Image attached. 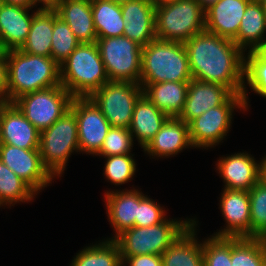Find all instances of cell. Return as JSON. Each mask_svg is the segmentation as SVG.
I'll list each match as a JSON object with an SVG mask.
<instances>
[{"instance_id": "42", "label": "cell", "mask_w": 266, "mask_h": 266, "mask_svg": "<svg viewBox=\"0 0 266 266\" xmlns=\"http://www.w3.org/2000/svg\"><path fill=\"white\" fill-rule=\"evenodd\" d=\"M62 0H33L34 2V6L36 5V3L38 2H43L42 4L44 5V7H41L39 9H44V10H55L59 4L61 3Z\"/></svg>"}, {"instance_id": "41", "label": "cell", "mask_w": 266, "mask_h": 266, "mask_svg": "<svg viewBox=\"0 0 266 266\" xmlns=\"http://www.w3.org/2000/svg\"><path fill=\"white\" fill-rule=\"evenodd\" d=\"M8 73L6 51L0 55V102H7Z\"/></svg>"}, {"instance_id": "32", "label": "cell", "mask_w": 266, "mask_h": 266, "mask_svg": "<svg viewBox=\"0 0 266 266\" xmlns=\"http://www.w3.org/2000/svg\"><path fill=\"white\" fill-rule=\"evenodd\" d=\"M34 194L36 192L0 160V205L31 201Z\"/></svg>"}, {"instance_id": "8", "label": "cell", "mask_w": 266, "mask_h": 266, "mask_svg": "<svg viewBox=\"0 0 266 266\" xmlns=\"http://www.w3.org/2000/svg\"><path fill=\"white\" fill-rule=\"evenodd\" d=\"M96 43L109 81L140 84L141 45L125 36L98 38Z\"/></svg>"}, {"instance_id": "6", "label": "cell", "mask_w": 266, "mask_h": 266, "mask_svg": "<svg viewBox=\"0 0 266 266\" xmlns=\"http://www.w3.org/2000/svg\"><path fill=\"white\" fill-rule=\"evenodd\" d=\"M73 150L80 151L76 115L70 108L40 132L39 152L44 166L53 176H59Z\"/></svg>"}, {"instance_id": "13", "label": "cell", "mask_w": 266, "mask_h": 266, "mask_svg": "<svg viewBox=\"0 0 266 266\" xmlns=\"http://www.w3.org/2000/svg\"><path fill=\"white\" fill-rule=\"evenodd\" d=\"M0 160L35 192L45 187L54 177L44 166L39 149H23L1 143Z\"/></svg>"}, {"instance_id": "5", "label": "cell", "mask_w": 266, "mask_h": 266, "mask_svg": "<svg viewBox=\"0 0 266 266\" xmlns=\"http://www.w3.org/2000/svg\"><path fill=\"white\" fill-rule=\"evenodd\" d=\"M157 39L184 43L205 30V11L196 0H175L156 6Z\"/></svg>"}, {"instance_id": "7", "label": "cell", "mask_w": 266, "mask_h": 266, "mask_svg": "<svg viewBox=\"0 0 266 266\" xmlns=\"http://www.w3.org/2000/svg\"><path fill=\"white\" fill-rule=\"evenodd\" d=\"M191 221H169L148 227H132L124 230L114 240L120 248L121 256H135L162 253L192 223Z\"/></svg>"}, {"instance_id": "9", "label": "cell", "mask_w": 266, "mask_h": 266, "mask_svg": "<svg viewBox=\"0 0 266 266\" xmlns=\"http://www.w3.org/2000/svg\"><path fill=\"white\" fill-rule=\"evenodd\" d=\"M73 98L58 85L24 94L12 103L41 132L70 109Z\"/></svg>"}, {"instance_id": "52", "label": "cell", "mask_w": 266, "mask_h": 266, "mask_svg": "<svg viewBox=\"0 0 266 266\" xmlns=\"http://www.w3.org/2000/svg\"><path fill=\"white\" fill-rule=\"evenodd\" d=\"M0 131H1V123H0ZM0 145H1V132H0Z\"/></svg>"}, {"instance_id": "14", "label": "cell", "mask_w": 266, "mask_h": 266, "mask_svg": "<svg viewBox=\"0 0 266 266\" xmlns=\"http://www.w3.org/2000/svg\"><path fill=\"white\" fill-rule=\"evenodd\" d=\"M156 6L151 0H132L121 3L125 27L123 36L142 47L156 39Z\"/></svg>"}, {"instance_id": "35", "label": "cell", "mask_w": 266, "mask_h": 266, "mask_svg": "<svg viewBox=\"0 0 266 266\" xmlns=\"http://www.w3.org/2000/svg\"><path fill=\"white\" fill-rule=\"evenodd\" d=\"M204 266L231 265V237L212 236L202 244Z\"/></svg>"}, {"instance_id": "40", "label": "cell", "mask_w": 266, "mask_h": 266, "mask_svg": "<svg viewBox=\"0 0 266 266\" xmlns=\"http://www.w3.org/2000/svg\"><path fill=\"white\" fill-rule=\"evenodd\" d=\"M123 265L126 261L129 266H162L161 255H135V256H121Z\"/></svg>"}, {"instance_id": "31", "label": "cell", "mask_w": 266, "mask_h": 266, "mask_svg": "<svg viewBox=\"0 0 266 266\" xmlns=\"http://www.w3.org/2000/svg\"><path fill=\"white\" fill-rule=\"evenodd\" d=\"M232 266H266V254L258 238L231 237Z\"/></svg>"}, {"instance_id": "39", "label": "cell", "mask_w": 266, "mask_h": 266, "mask_svg": "<svg viewBox=\"0 0 266 266\" xmlns=\"http://www.w3.org/2000/svg\"><path fill=\"white\" fill-rule=\"evenodd\" d=\"M164 212L165 211L161 208V206L145 196L138 205L137 217L135 218V226L148 227L159 224L166 219L164 218Z\"/></svg>"}, {"instance_id": "50", "label": "cell", "mask_w": 266, "mask_h": 266, "mask_svg": "<svg viewBox=\"0 0 266 266\" xmlns=\"http://www.w3.org/2000/svg\"><path fill=\"white\" fill-rule=\"evenodd\" d=\"M112 2H116V3H124V2H127V1H132V0H110Z\"/></svg>"}, {"instance_id": "51", "label": "cell", "mask_w": 266, "mask_h": 266, "mask_svg": "<svg viewBox=\"0 0 266 266\" xmlns=\"http://www.w3.org/2000/svg\"><path fill=\"white\" fill-rule=\"evenodd\" d=\"M5 50L3 49L1 42H0V55L4 52Z\"/></svg>"}, {"instance_id": "22", "label": "cell", "mask_w": 266, "mask_h": 266, "mask_svg": "<svg viewBox=\"0 0 266 266\" xmlns=\"http://www.w3.org/2000/svg\"><path fill=\"white\" fill-rule=\"evenodd\" d=\"M188 146L192 147L188 124L178 117H169L144 151L152 156L167 157L177 154Z\"/></svg>"}, {"instance_id": "23", "label": "cell", "mask_w": 266, "mask_h": 266, "mask_svg": "<svg viewBox=\"0 0 266 266\" xmlns=\"http://www.w3.org/2000/svg\"><path fill=\"white\" fill-rule=\"evenodd\" d=\"M105 196L109 221L116 231L115 239L124 230L135 226L138 205L145 196L136 189L107 192Z\"/></svg>"}, {"instance_id": "15", "label": "cell", "mask_w": 266, "mask_h": 266, "mask_svg": "<svg viewBox=\"0 0 266 266\" xmlns=\"http://www.w3.org/2000/svg\"><path fill=\"white\" fill-rule=\"evenodd\" d=\"M1 143L23 149H39L40 131L19 109L8 102H0Z\"/></svg>"}, {"instance_id": "30", "label": "cell", "mask_w": 266, "mask_h": 266, "mask_svg": "<svg viewBox=\"0 0 266 266\" xmlns=\"http://www.w3.org/2000/svg\"><path fill=\"white\" fill-rule=\"evenodd\" d=\"M120 248L114 239L87 247L76 255L71 266H122Z\"/></svg>"}, {"instance_id": "11", "label": "cell", "mask_w": 266, "mask_h": 266, "mask_svg": "<svg viewBox=\"0 0 266 266\" xmlns=\"http://www.w3.org/2000/svg\"><path fill=\"white\" fill-rule=\"evenodd\" d=\"M235 106L245 109L243 95L232 94L222 105L192 119L188 123L192 146L212 147L223 140L228 133Z\"/></svg>"}, {"instance_id": "25", "label": "cell", "mask_w": 266, "mask_h": 266, "mask_svg": "<svg viewBox=\"0 0 266 266\" xmlns=\"http://www.w3.org/2000/svg\"><path fill=\"white\" fill-rule=\"evenodd\" d=\"M195 224L192 221L162 253V266H204L202 243H197L194 237Z\"/></svg>"}, {"instance_id": "1", "label": "cell", "mask_w": 266, "mask_h": 266, "mask_svg": "<svg viewBox=\"0 0 266 266\" xmlns=\"http://www.w3.org/2000/svg\"><path fill=\"white\" fill-rule=\"evenodd\" d=\"M184 46L192 79L220 84L233 94L243 95L246 110L245 57L233 40L204 30L184 42Z\"/></svg>"}, {"instance_id": "36", "label": "cell", "mask_w": 266, "mask_h": 266, "mask_svg": "<svg viewBox=\"0 0 266 266\" xmlns=\"http://www.w3.org/2000/svg\"><path fill=\"white\" fill-rule=\"evenodd\" d=\"M136 164L130 154L107 156L105 175L115 185L125 184L135 174Z\"/></svg>"}, {"instance_id": "49", "label": "cell", "mask_w": 266, "mask_h": 266, "mask_svg": "<svg viewBox=\"0 0 266 266\" xmlns=\"http://www.w3.org/2000/svg\"><path fill=\"white\" fill-rule=\"evenodd\" d=\"M260 2L262 3L263 8H264L265 21H266V0H261Z\"/></svg>"}, {"instance_id": "28", "label": "cell", "mask_w": 266, "mask_h": 266, "mask_svg": "<svg viewBox=\"0 0 266 266\" xmlns=\"http://www.w3.org/2000/svg\"><path fill=\"white\" fill-rule=\"evenodd\" d=\"M53 10L39 9L34 12L30 31L21 51L44 57L51 56L53 35Z\"/></svg>"}, {"instance_id": "34", "label": "cell", "mask_w": 266, "mask_h": 266, "mask_svg": "<svg viewBox=\"0 0 266 266\" xmlns=\"http://www.w3.org/2000/svg\"><path fill=\"white\" fill-rule=\"evenodd\" d=\"M250 200V237L266 230V185L260 180L248 191Z\"/></svg>"}, {"instance_id": "27", "label": "cell", "mask_w": 266, "mask_h": 266, "mask_svg": "<svg viewBox=\"0 0 266 266\" xmlns=\"http://www.w3.org/2000/svg\"><path fill=\"white\" fill-rule=\"evenodd\" d=\"M266 21L264 8L260 1H251L245 10L239 31L233 42L243 51L249 45L250 52L265 42Z\"/></svg>"}, {"instance_id": "24", "label": "cell", "mask_w": 266, "mask_h": 266, "mask_svg": "<svg viewBox=\"0 0 266 266\" xmlns=\"http://www.w3.org/2000/svg\"><path fill=\"white\" fill-rule=\"evenodd\" d=\"M168 118L143 94L136 102L129 130L144 149Z\"/></svg>"}, {"instance_id": "4", "label": "cell", "mask_w": 266, "mask_h": 266, "mask_svg": "<svg viewBox=\"0 0 266 266\" xmlns=\"http://www.w3.org/2000/svg\"><path fill=\"white\" fill-rule=\"evenodd\" d=\"M59 66L61 85L74 98H89L109 82L97 43H80Z\"/></svg>"}, {"instance_id": "21", "label": "cell", "mask_w": 266, "mask_h": 266, "mask_svg": "<svg viewBox=\"0 0 266 266\" xmlns=\"http://www.w3.org/2000/svg\"><path fill=\"white\" fill-rule=\"evenodd\" d=\"M55 11L80 43H96L91 0H62Z\"/></svg>"}, {"instance_id": "26", "label": "cell", "mask_w": 266, "mask_h": 266, "mask_svg": "<svg viewBox=\"0 0 266 266\" xmlns=\"http://www.w3.org/2000/svg\"><path fill=\"white\" fill-rule=\"evenodd\" d=\"M189 82L149 84L143 91L150 101L168 117H178L183 111Z\"/></svg>"}, {"instance_id": "47", "label": "cell", "mask_w": 266, "mask_h": 266, "mask_svg": "<svg viewBox=\"0 0 266 266\" xmlns=\"http://www.w3.org/2000/svg\"><path fill=\"white\" fill-rule=\"evenodd\" d=\"M257 238L260 240L263 250L266 254V230L263 231Z\"/></svg>"}, {"instance_id": "3", "label": "cell", "mask_w": 266, "mask_h": 266, "mask_svg": "<svg viewBox=\"0 0 266 266\" xmlns=\"http://www.w3.org/2000/svg\"><path fill=\"white\" fill-rule=\"evenodd\" d=\"M192 75L184 43L154 39L142 47L140 85L190 82ZM142 83V84H141Z\"/></svg>"}, {"instance_id": "12", "label": "cell", "mask_w": 266, "mask_h": 266, "mask_svg": "<svg viewBox=\"0 0 266 266\" xmlns=\"http://www.w3.org/2000/svg\"><path fill=\"white\" fill-rule=\"evenodd\" d=\"M70 108L76 115L79 150L97 154L111 128L110 123L90 98H73Z\"/></svg>"}, {"instance_id": "29", "label": "cell", "mask_w": 266, "mask_h": 266, "mask_svg": "<svg viewBox=\"0 0 266 266\" xmlns=\"http://www.w3.org/2000/svg\"><path fill=\"white\" fill-rule=\"evenodd\" d=\"M91 6L98 38L123 36L125 21L120 3L110 0H91Z\"/></svg>"}, {"instance_id": "20", "label": "cell", "mask_w": 266, "mask_h": 266, "mask_svg": "<svg viewBox=\"0 0 266 266\" xmlns=\"http://www.w3.org/2000/svg\"><path fill=\"white\" fill-rule=\"evenodd\" d=\"M28 9L0 3V42L5 51L20 49L26 42L33 19Z\"/></svg>"}, {"instance_id": "37", "label": "cell", "mask_w": 266, "mask_h": 266, "mask_svg": "<svg viewBox=\"0 0 266 266\" xmlns=\"http://www.w3.org/2000/svg\"><path fill=\"white\" fill-rule=\"evenodd\" d=\"M133 136L129 129L111 127L104 139L100 151L96 155L104 157L129 154L133 145Z\"/></svg>"}, {"instance_id": "43", "label": "cell", "mask_w": 266, "mask_h": 266, "mask_svg": "<svg viewBox=\"0 0 266 266\" xmlns=\"http://www.w3.org/2000/svg\"><path fill=\"white\" fill-rule=\"evenodd\" d=\"M252 53L264 64H266V40L257 46Z\"/></svg>"}, {"instance_id": "16", "label": "cell", "mask_w": 266, "mask_h": 266, "mask_svg": "<svg viewBox=\"0 0 266 266\" xmlns=\"http://www.w3.org/2000/svg\"><path fill=\"white\" fill-rule=\"evenodd\" d=\"M233 93L225 86L192 79L183 111L178 116L187 124L207 110L222 105Z\"/></svg>"}, {"instance_id": "46", "label": "cell", "mask_w": 266, "mask_h": 266, "mask_svg": "<svg viewBox=\"0 0 266 266\" xmlns=\"http://www.w3.org/2000/svg\"><path fill=\"white\" fill-rule=\"evenodd\" d=\"M196 1L200 4V7L204 11H206L208 8L215 5L219 0H196Z\"/></svg>"}, {"instance_id": "48", "label": "cell", "mask_w": 266, "mask_h": 266, "mask_svg": "<svg viewBox=\"0 0 266 266\" xmlns=\"http://www.w3.org/2000/svg\"><path fill=\"white\" fill-rule=\"evenodd\" d=\"M155 6L163 4V3H167V2H171V1H175V0H151Z\"/></svg>"}, {"instance_id": "33", "label": "cell", "mask_w": 266, "mask_h": 266, "mask_svg": "<svg viewBox=\"0 0 266 266\" xmlns=\"http://www.w3.org/2000/svg\"><path fill=\"white\" fill-rule=\"evenodd\" d=\"M53 35L51 42V58L60 65L80 44L70 27L53 10Z\"/></svg>"}, {"instance_id": "38", "label": "cell", "mask_w": 266, "mask_h": 266, "mask_svg": "<svg viewBox=\"0 0 266 266\" xmlns=\"http://www.w3.org/2000/svg\"><path fill=\"white\" fill-rule=\"evenodd\" d=\"M244 77L253 91L266 97V64L250 51L245 57Z\"/></svg>"}, {"instance_id": "45", "label": "cell", "mask_w": 266, "mask_h": 266, "mask_svg": "<svg viewBox=\"0 0 266 266\" xmlns=\"http://www.w3.org/2000/svg\"><path fill=\"white\" fill-rule=\"evenodd\" d=\"M260 164V181L266 185V157L262 159Z\"/></svg>"}, {"instance_id": "2", "label": "cell", "mask_w": 266, "mask_h": 266, "mask_svg": "<svg viewBox=\"0 0 266 266\" xmlns=\"http://www.w3.org/2000/svg\"><path fill=\"white\" fill-rule=\"evenodd\" d=\"M7 102L52 86L61 85L60 66L51 58L25 53L20 49L6 51Z\"/></svg>"}, {"instance_id": "19", "label": "cell", "mask_w": 266, "mask_h": 266, "mask_svg": "<svg viewBox=\"0 0 266 266\" xmlns=\"http://www.w3.org/2000/svg\"><path fill=\"white\" fill-rule=\"evenodd\" d=\"M218 170L225 189L249 191L260 180V165L246 153H237L219 160Z\"/></svg>"}, {"instance_id": "17", "label": "cell", "mask_w": 266, "mask_h": 266, "mask_svg": "<svg viewBox=\"0 0 266 266\" xmlns=\"http://www.w3.org/2000/svg\"><path fill=\"white\" fill-rule=\"evenodd\" d=\"M221 210L227 221L226 229L216 237H250V200L248 191L225 189L221 196Z\"/></svg>"}, {"instance_id": "44", "label": "cell", "mask_w": 266, "mask_h": 266, "mask_svg": "<svg viewBox=\"0 0 266 266\" xmlns=\"http://www.w3.org/2000/svg\"><path fill=\"white\" fill-rule=\"evenodd\" d=\"M0 2L27 8H32L34 6L33 0H0Z\"/></svg>"}, {"instance_id": "10", "label": "cell", "mask_w": 266, "mask_h": 266, "mask_svg": "<svg viewBox=\"0 0 266 266\" xmlns=\"http://www.w3.org/2000/svg\"><path fill=\"white\" fill-rule=\"evenodd\" d=\"M143 94L139 83L109 81L89 98L101 110L111 127L129 129L136 102Z\"/></svg>"}, {"instance_id": "18", "label": "cell", "mask_w": 266, "mask_h": 266, "mask_svg": "<svg viewBox=\"0 0 266 266\" xmlns=\"http://www.w3.org/2000/svg\"><path fill=\"white\" fill-rule=\"evenodd\" d=\"M252 0H219L205 11V30L220 37L234 40L242 16Z\"/></svg>"}]
</instances>
